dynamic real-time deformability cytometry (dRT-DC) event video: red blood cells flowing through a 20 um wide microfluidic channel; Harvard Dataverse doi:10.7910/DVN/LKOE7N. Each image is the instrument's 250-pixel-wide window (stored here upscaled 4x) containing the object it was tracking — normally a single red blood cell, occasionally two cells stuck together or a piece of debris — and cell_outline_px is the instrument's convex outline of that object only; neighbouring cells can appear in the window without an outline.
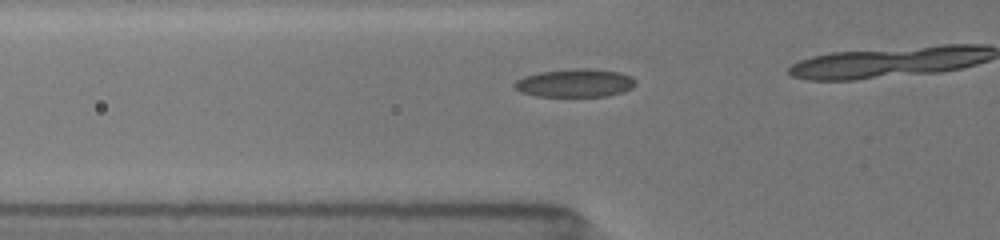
{"species": "common noctule bat (a hibernating species)", "species_latin": "Nyctalus noctula", "temperature_condition": "room temperature", "stored_images_in_passage": 21, "camera_frame_rate_fps": 3000, "um_per_image_px": 0.085, "animal": {"sex": "female", "body_mass_g": 19.5, "forearm_length_mm": 54.1}, "frame": {"image": 1, "passage_image": 12, "time_ms": 3.0, "image_size_px": [1000, 240], "cell_outline_px": [[636, 84], [632, 88], [608, 96], [536, 96], [520, 92], [512, 84], [516, 80], [524, 76], [540, 72], [576, 68], [588, 68], [620, 72], [632, 76], [636, 80]], "centroid_in_image_um": [48.88, 7.05], "position_along_channel_um": 76.9, "area_um2": 19.94}}